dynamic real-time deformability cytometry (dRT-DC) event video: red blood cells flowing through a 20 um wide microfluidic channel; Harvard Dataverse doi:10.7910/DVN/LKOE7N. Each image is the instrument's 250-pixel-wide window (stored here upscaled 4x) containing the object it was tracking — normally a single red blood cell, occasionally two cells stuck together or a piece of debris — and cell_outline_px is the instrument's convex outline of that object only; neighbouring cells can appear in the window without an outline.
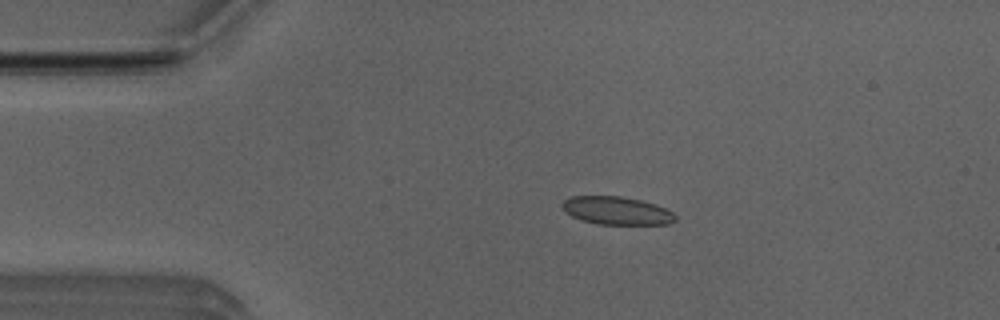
{"species": "Egyptian fruit bat (a non-hibernating species)", "species_latin": "Rousettus aegyptiacus", "temperature_condition": "room temperature", "stored_images_in_passage": 8, "camera_frame_rate_fps": 3000, "um_per_image_px": 0.085, "animal": {"sex": "male"}, "frame": {"image": 1, "passage_image": 3, "time_ms": 0.667, "image_size_px": [1000, 320], "cell_outline_px": [[676, 220], [668, 224], [596, 224], [580, 220], [564, 212], [560, 204], [564, 200], [572, 196], [620, 196], [640, 200], [656, 204], [672, 212], [676, 216]], "centroid_in_image_um": [52.38, 17.9], "position_along_channel_um": 32.6, "area_um2": 18.55}}
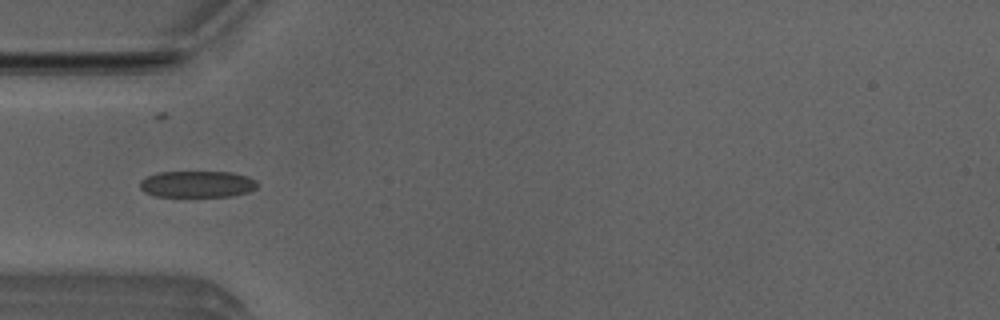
{"frame": {"image": 2, "passage_image": 4, "time_ms": 1.0, "image_size_px": [1000, 320], "cell_outline_px": [[256, 188], [248, 192], [232, 196], [152, 196], [144, 192], [140, 188], [140, 180], [156, 172], [232, 172], [248, 176], [256, 180]], "centroid_in_image_um": [16.74, 15.65], "position_along_channel_um": 68.3, "area_um2": 18.21}}